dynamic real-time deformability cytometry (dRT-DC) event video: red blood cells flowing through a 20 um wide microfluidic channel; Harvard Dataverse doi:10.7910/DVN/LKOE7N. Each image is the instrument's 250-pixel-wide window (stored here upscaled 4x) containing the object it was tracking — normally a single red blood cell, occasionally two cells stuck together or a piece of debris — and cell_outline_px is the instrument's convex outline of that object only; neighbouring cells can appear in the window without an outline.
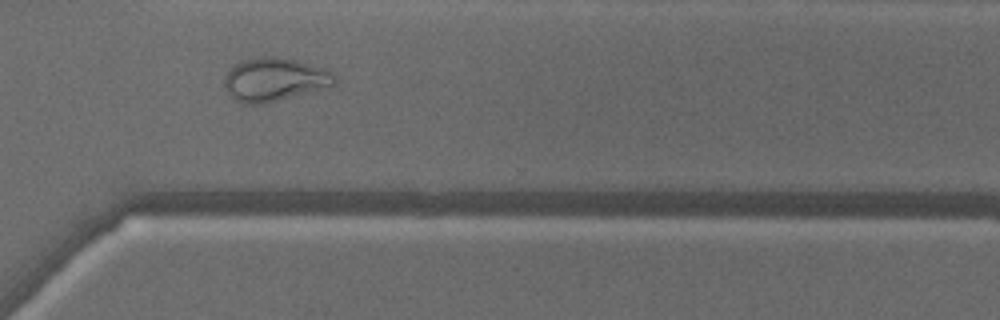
{"species": "common noctule bat (a hibernating species)", "species_latin": "Nyctalus noctula", "temperature_condition": "warm", "stored_images_in_passage": 31, "camera_frame_rate_fps": 3000, "um_per_image_px": 0.085, "animal": {"sex": "male", "body_mass_g": 18.8}, "frame": {"image": 1, "passage_image": 22, "time_ms": 7.0, "image_size_px": [1000, 320], "cell_outline_px": [[336, 84], [264, 104], [248, 104], [236, 100], [224, 88], [224, 76], [236, 64], [244, 60], [260, 56], [276, 56], [296, 60], [324, 68], [332, 72], [336, 80]], "centroid_in_image_um": [23.31, 6.75], "position_along_channel_um": 347.3, "area_um2": 27.51}, "authors_computed_cell_mechanics": {"area_um2": 26.4724, "velocity_mm_per_s": 4.1343, "shape_relaxation_time_tau1_ms": null, "shape_relaxation_time_tau2_ms": 1.2983, "deformation_change_tau1": null, "deformation_change_tau2": 0.0823}}